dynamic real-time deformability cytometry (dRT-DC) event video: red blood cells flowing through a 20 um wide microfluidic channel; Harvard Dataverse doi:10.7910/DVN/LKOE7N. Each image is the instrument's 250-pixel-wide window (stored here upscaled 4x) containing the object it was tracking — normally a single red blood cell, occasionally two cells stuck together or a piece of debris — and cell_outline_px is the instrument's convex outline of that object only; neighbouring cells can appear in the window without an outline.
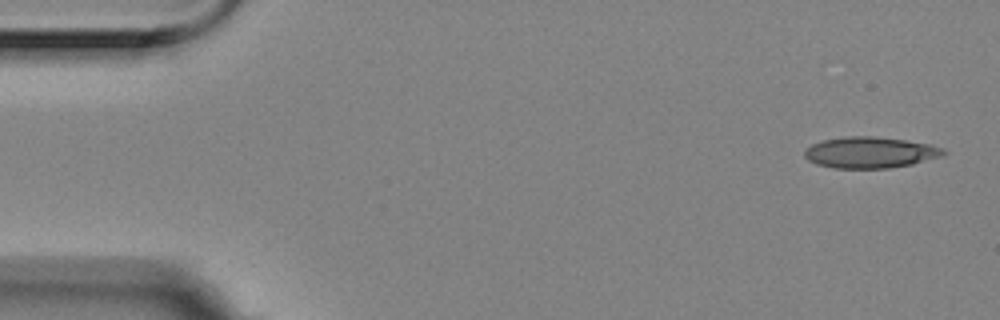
{"species": "Egyptian fruit bat (a non-hibernating species)", "species_latin": "Rousettus aegyptiacus", "temperature_condition": "room temperature", "stored_images_in_passage": 2, "camera_frame_rate_fps": 3000, "um_per_image_px": 0.085, "animal": {"sex": "female"}, "frame": {"image": 1, "passage_image": 2, "time_ms": 0.333, "image_size_px": [1000, 320], "cell_outline_px": [[948, 152], [944, 156], [912, 164], [888, 168], [832, 168], [816, 164], [808, 160], [804, 156], [804, 152], [812, 144], [824, 140], [844, 136], [876, 136], [904, 140], [928, 144], [944, 148]], "centroid_in_image_um": [73.98, 12.96], "position_along_channel_um": 11.0, "area_um2": 25.32}}